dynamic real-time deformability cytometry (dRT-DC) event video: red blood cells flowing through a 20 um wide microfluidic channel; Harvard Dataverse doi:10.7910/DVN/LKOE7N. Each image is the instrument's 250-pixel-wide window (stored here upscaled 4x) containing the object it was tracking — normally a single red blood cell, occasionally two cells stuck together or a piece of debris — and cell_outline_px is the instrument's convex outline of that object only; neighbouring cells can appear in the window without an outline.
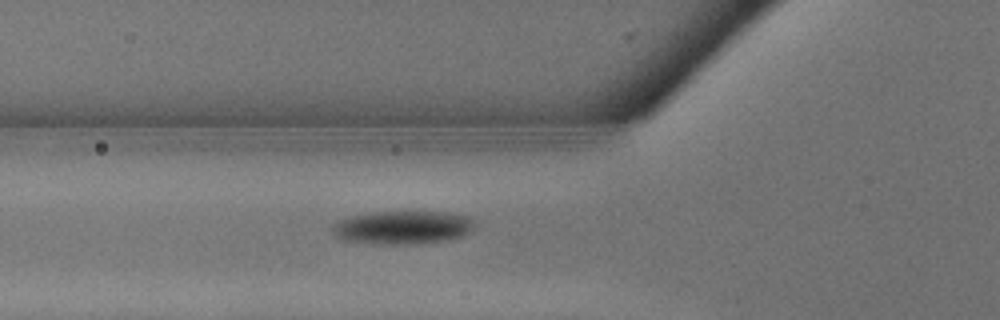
{"species": "common noctule bat (a hibernating species)", "species_latin": "Nyctalus noctula", "temperature_condition": "warm", "stored_images_in_passage": 7, "camera_frame_rate_fps": 3000, "um_per_image_px": 0.085, "animal": {"sex": "male", "body_mass_g": 13.3}, "frame": {"image": 1, "passage_image": 5, "time_ms": 1.333, "image_size_px": [1000, 320], "cell_outline_px": [[476, 224], [464, 236], [448, 240], [424, 244], [372, 244], [344, 240], [336, 236], [328, 228], [332, 224], [340, 220], [352, 216], [368, 212], [448, 212], [468, 216]], "centroid_in_image_um": [34.21, 19.34], "position_along_channel_um": 91.6, "area_um2": 28.03}}
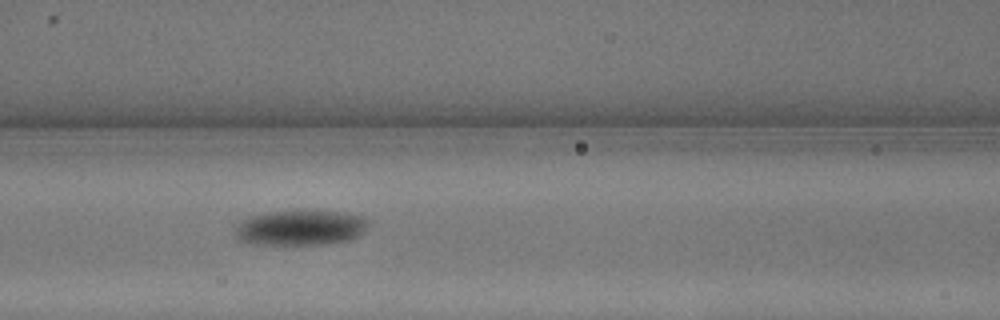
{"frame": {"image": 2, "passage_image": 7, "time_ms": 2.0, "image_size_px": [1000, 320], "cell_outline_px": [[368, 228], [360, 236], [348, 240], [328, 244], [256, 244], [240, 240], [232, 232], [244, 220], [252, 216], [268, 212], [304, 208], [344, 212], [364, 216], [368, 220]], "centroid_in_image_um": [25.62, 19.32], "position_along_channel_um": 141.0, "area_um2": 28.09}}